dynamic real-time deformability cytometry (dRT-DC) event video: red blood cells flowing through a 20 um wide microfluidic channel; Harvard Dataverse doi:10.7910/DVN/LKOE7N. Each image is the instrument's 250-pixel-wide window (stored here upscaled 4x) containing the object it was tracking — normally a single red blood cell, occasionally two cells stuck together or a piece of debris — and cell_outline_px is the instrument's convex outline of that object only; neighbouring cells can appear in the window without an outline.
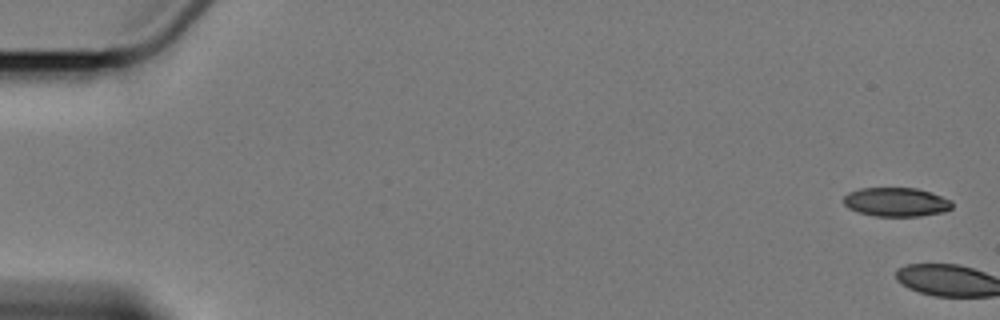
{"species": "Egyptian fruit bat (a non-hibernating species)", "species_latin": "Rousettus aegyptiacus", "temperature_condition": "cold", "stored_images_in_passage": 6, "camera_frame_rate_fps": 3000, "um_per_image_px": 0.085, "animal": {"sex": "female"}, "frame": {"image": 1, "passage_image": 1, "time_ms": 0.0, "image_size_px": [1000, 320], "cell_outline_px": [[952, 208], [944, 212], [920, 216], [876, 216], [860, 212], [848, 208], [844, 204], [844, 196], [848, 192], [860, 188], [916, 188], [952, 200]], "centroid_in_image_um": [76.17, 17.17], "position_along_channel_um": 8.8, "area_um2": 18.21}}